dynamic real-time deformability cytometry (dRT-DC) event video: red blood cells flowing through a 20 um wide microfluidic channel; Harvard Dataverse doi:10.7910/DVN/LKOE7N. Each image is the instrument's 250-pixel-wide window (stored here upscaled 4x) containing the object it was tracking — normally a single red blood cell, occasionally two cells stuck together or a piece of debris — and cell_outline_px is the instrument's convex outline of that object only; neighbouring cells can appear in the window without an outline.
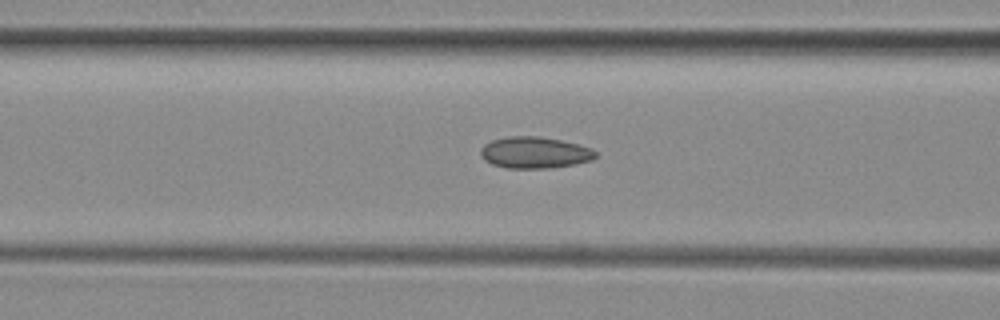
{"species": "common noctule bat (a hibernating species)", "species_latin": "Nyctalus noctula", "temperature_condition": "room temperature", "stored_images_in_passage": 36, "camera_frame_rate_fps": 3000, "um_per_image_px": 0.085, "animal": {"sex": "female", "body_mass_g": 29.2, "forearm_length_mm": 56.3}, "frame": {"image": 1, "passage_image": 16, "time_ms": 5.0, "image_size_px": [1000, 320], "cell_outline_px": [[596, 156], [592, 160], [576, 164], [548, 168], [508, 168], [492, 164], [484, 160], [480, 156], [480, 148], [484, 144], [492, 140], [508, 136], [540, 136], [560, 140], [592, 148], [596, 152]], "centroid_in_image_um": [45.42, 12.97], "position_along_channel_um": 121.2, "area_um2": 21.15}}
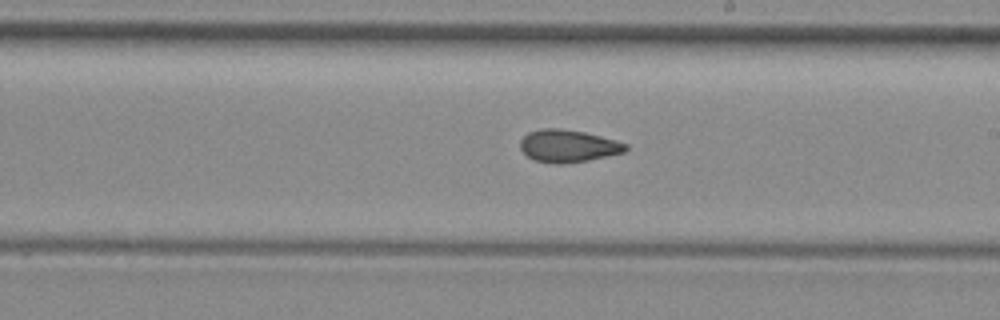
{"frame": {"image": 2, "passage_image": 25, "time_ms": 8.0, "image_size_px": [1000, 320], "cell_outline_px": [[628, 148], [624, 152], [608, 156], [588, 160], [564, 164], [556, 164], [536, 160], [528, 156], [520, 148], [520, 140], [528, 132], [544, 128], [560, 128], [584, 132], [616, 140], [628, 144]], "centroid_in_image_um": [48.3, 12.4], "position_along_channel_um": 240.7, "area_um2": 19.88}}
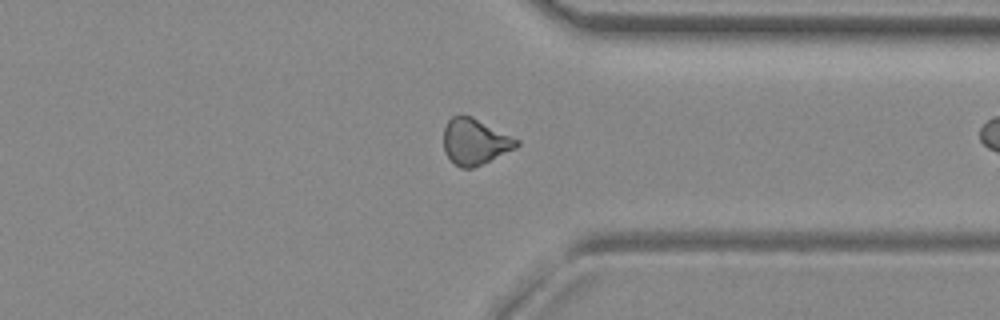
{"frame": {"image": 3, "passage_image": 35, "time_ms": 11.333, "image_size_px": [1000, 320], "cell_outline_px": [[520, 144], [516, 148], [472, 168], [460, 168], [444, 152], [444, 128], [448, 120], [452, 116], [472, 116], [520, 140]], "centroid_in_image_um": [40.38, 12.03], "position_along_channel_um": 371.0, "area_um2": 19.36}}